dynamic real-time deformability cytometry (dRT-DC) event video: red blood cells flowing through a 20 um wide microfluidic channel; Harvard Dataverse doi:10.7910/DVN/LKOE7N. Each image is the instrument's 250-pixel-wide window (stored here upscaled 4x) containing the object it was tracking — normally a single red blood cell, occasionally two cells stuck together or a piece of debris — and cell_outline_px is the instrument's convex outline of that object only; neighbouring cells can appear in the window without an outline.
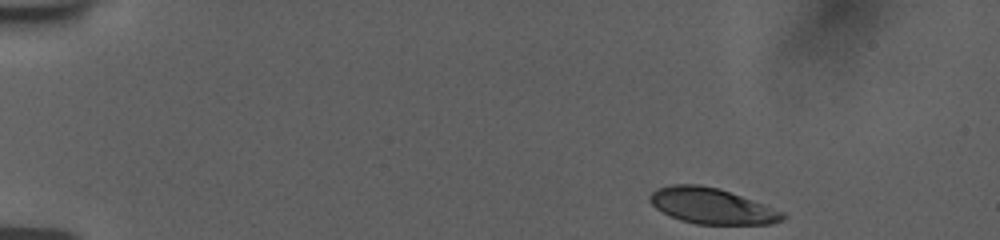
{"species": "human", "species_latin": "Homo sapiens", "temperature_condition": "room temperature", "stored_images_in_passage": 49, "camera_frame_rate_fps": 3000, "um_per_image_px": 0.085, "donor": {"sex": "female"}, "frame": {"image": 1, "passage_image": 1, "time_ms": 0.0, "image_size_px": [1000, 240], "cell_outline_px": [[788, 216], [784, 220], [772, 224], [696, 224], [680, 220], [656, 208], [648, 200], [648, 196], [656, 188], [672, 184], [700, 184], [720, 188], [784, 212]], "centroid_in_image_um": [60.5, 17.5], "position_along_channel_um": 24.5, "area_um2": 27.74}}
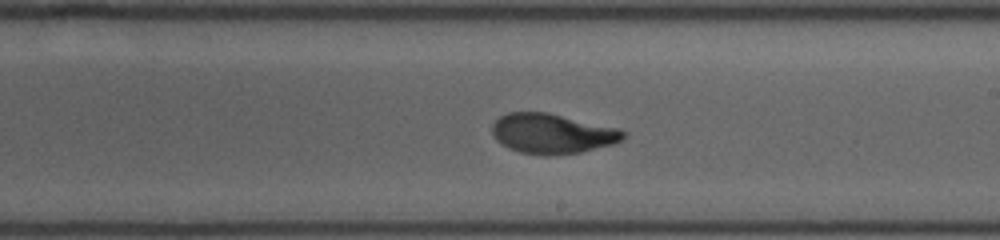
{"frame": {"image": 2, "passage_image": 27, "time_ms": 8.667, "image_size_px": [1000, 240], "cell_outline_px": [[628, 132], [620, 140], [612, 144], [580, 152], [548, 156], [544, 156], [520, 152], [508, 148], [496, 140], [492, 132], [492, 124], [500, 116], [508, 112], [548, 112], [620, 128]], "centroid_in_image_um": [46.93, 11.35], "position_along_channel_um": 242.1, "area_um2": 30.69}}
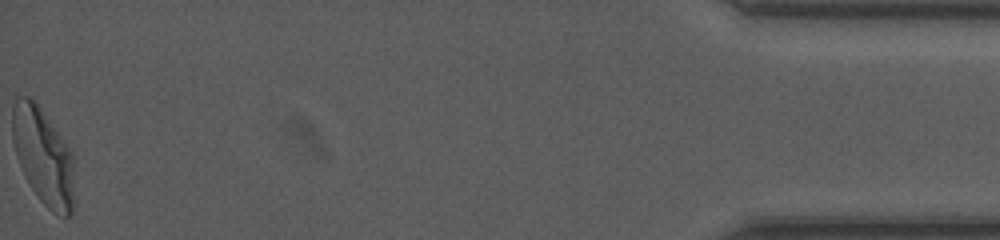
{"frame": {"image": 3, "passage_image": 49, "time_ms": 16.0, "image_size_px": [1000, 240], "cell_outline_px": [[72, 212], [68, 216], [56, 216], [40, 200], [32, 188], [20, 164], [12, 140], [12, 108], [16, 100], [20, 96], [28, 96], [40, 104], [72, 152]], "centroid_in_image_um": [3.66, 13.22], "position_along_channel_um": 431.5, "area_um2": 34.56}, "authors_computed_cell_mechanics": {"area_um2": 30.5184, "velocity_mm_per_s": 3.7518, "shape_relaxation_time_tau1_ms": 4.46, "shape_relaxation_time_tau2_ms": 0.7994, "deformation_change_tau1": 0.1898, "deformation_change_tau2": 0.0581}}